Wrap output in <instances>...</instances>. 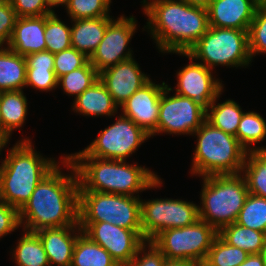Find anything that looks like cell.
I'll list each match as a JSON object with an SVG mask.
<instances>
[{"instance_id":"1","label":"cell","mask_w":266,"mask_h":266,"mask_svg":"<svg viewBox=\"0 0 266 266\" xmlns=\"http://www.w3.org/2000/svg\"><path fill=\"white\" fill-rule=\"evenodd\" d=\"M61 163L71 173L68 170V174H64L58 164L39 182L19 210L22 230L37 232L45 228L79 225L77 173L66 156L61 155Z\"/></svg>"},{"instance_id":"2","label":"cell","mask_w":266,"mask_h":266,"mask_svg":"<svg viewBox=\"0 0 266 266\" xmlns=\"http://www.w3.org/2000/svg\"><path fill=\"white\" fill-rule=\"evenodd\" d=\"M143 0L144 29L161 53L187 52L209 29L206 8L182 0Z\"/></svg>"},{"instance_id":"3","label":"cell","mask_w":266,"mask_h":266,"mask_svg":"<svg viewBox=\"0 0 266 266\" xmlns=\"http://www.w3.org/2000/svg\"><path fill=\"white\" fill-rule=\"evenodd\" d=\"M65 156L76 170L78 191L141 197L139 192L162 186V179L157 173L137 163L95 158L88 156L83 150Z\"/></svg>"},{"instance_id":"4","label":"cell","mask_w":266,"mask_h":266,"mask_svg":"<svg viewBox=\"0 0 266 266\" xmlns=\"http://www.w3.org/2000/svg\"><path fill=\"white\" fill-rule=\"evenodd\" d=\"M29 137L19 139L0 161V200L20 210L39 182L60 162L45 158Z\"/></svg>"},{"instance_id":"5","label":"cell","mask_w":266,"mask_h":266,"mask_svg":"<svg viewBox=\"0 0 266 266\" xmlns=\"http://www.w3.org/2000/svg\"><path fill=\"white\" fill-rule=\"evenodd\" d=\"M192 136H197V143L192 156L191 175L205 177L242 172L248 151L235 136L214 127L207 120Z\"/></svg>"},{"instance_id":"6","label":"cell","mask_w":266,"mask_h":266,"mask_svg":"<svg viewBox=\"0 0 266 266\" xmlns=\"http://www.w3.org/2000/svg\"><path fill=\"white\" fill-rule=\"evenodd\" d=\"M203 180L200 192L199 219L217 232L236 222L249 194L246 180L240 174L210 175Z\"/></svg>"},{"instance_id":"7","label":"cell","mask_w":266,"mask_h":266,"mask_svg":"<svg viewBox=\"0 0 266 266\" xmlns=\"http://www.w3.org/2000/svg\"><path fill=\"white\" fill-rule=\"evenodd\" d=\"M96 222H107L134 230L143 239L141 198L95 191H78V223Z\"/></svg>"},{"instance_id":"8","label":"cell","mask_w":266,"mask_h":266,"mask_svg":"<svg viewBox=\"0 0 266 266\" xmlns=\"http://www.w3.org/2000/svg\"><path fill=\"white\" fill-rule=\"evenodd\" d=\"M187 53L211 70L219 65L247 68L253 62L249 53L248 30L209 27Z\"/></svg>"},{"instance_id":"9","label":"cell","mask_w":266,"mask_h":266,"mask_svg":"<svg viewBox=\"0 0 266 266\" xmlns=\"http://www.w3.org/2000/svg\"><path fill=\"white\" fill-rule=\"evenodd\" d=\"M218 232L198 219L194 224L160 232L151 242L169 260L192 261L202 265Z\"/></svg>"},{"instance_id":"10","label":"cell","mask_w":266,"mask_h":266,"mask_svg":"<svg viewBox=\"0 0 266 266\" xmlns=\"http://www.w3.org/2000/svg\"><path fill=\"white\" fill-rule=\"evenodd\" d=\"M199 219L193 201L172 198L141 199V228L144 241H152L160 232L194 224Z\"/></svg>"},{"instance_id":"11","label":"cell","mask_w":266,"mask_h":266,"mask_svg":"<svg viewBox=\"0 0 266 266\" xmlns=\"http://www.w3.org/2000/svg\"><path fill=\"white\" fill-rule=\"evenodd\" d=\"M149 138L148 133L121 113L83 151L95 158L126 161Z\"/></svg>"},{"instance_id":"12","label":"cell","mask_w":266,"mask_h":266,"mask_svg":"<svg viewBox=\"0 0 266 266\" xmlns=\"http://www.w3.org/2000/svg\"><path fill=\"white\" fill-rule=\"evenodd\" d=\"M170 92L167 84L160 99L157 129L150 138L163 133L190 136L206 120V109L202 105L176 93L171 96Z\"/></svg>"},{"instance_id":"13","label":"cell","mask_w":266,"mask_h":266,"mask_svg":"<svg viewBox=\"0 0 266 266\" xmlns=\"http://www.w3.org/2000/svg\"><path fill=\"white\" fill-rule=\"evenodd\" d=\"M137 27V20L133 15L126 17L123 14L110 20L102 41L89 58L98 73L134 57L128 44L137 32Z\"/></svg>"},{"instance_id":"14","label":"cell","mask_w":266,"mask_h":266,"mask_svg":"<svg viewBox=\"0 0 266 266\" xmlns=\"http://www.w3.org/2000/svg\"><path fill=\"white\" fill-rule=\"evenodd\" d=\"M179 56H185L189 60V64L178 69L177 84L173 92L199 103L205 109L215 100V98L224 91L222 80L213 77V70L207 68L187 52H175Z\"/></svg>"},{"instance_id":"15","label":"cell","mask_w":266,"mask_h":266,"mask_svg":"<svg viewBox=\"0 0 266 266\" xmlns=\"http://www.w3.org/2000/svg\"><path fill=\"white\" fill-rule=\"evenodd\" d=\"M82 232L107 250L119 266H127L145 242L134 230L107 223H79Z\"/></svg>"},{"instance_id":"16","label":"cell","mask_w":266,"mask_h":266,"mask_svg":"<svg viewBox=\"0 0 266 266\" xmlns=\"http://www.w3.org/2000/svg\"><path fill=\"white\" fill-rule=\"evenodd\" d=\"M166 85L164 81L155 84L150 79L120 106L122 115L151 135L157 129L160 99Z\"/></svg>"},{"instance_id":"17","label":"cell","mask_w":266,"mask_h":266,"mask_svg":"<svg viewBox=\"0 0 266 266\" xmlns=\"http://www.w3.org/2000/svg\"><path fill=\"white\" fill-rule=\"evenodd\" d=\"M140 69V65L132 57L99 73L100 81L105 85L119 108L134 92L151 79Z\"/></svg>"},{"instance_id":"18","label":"cell","mask_w":266,"mask_h":266,"mask_svg":"<svg viewBox=\"0 0 266 266\" xmlns=\"http://www.w3.org/2000/svg\"><path fill=\"white\" fill-rule=\"evenodd\" d=\"M258 6V0H211L207 8L209 27L249 31Z\"/></svg>"},{"instance_id":"19","label":"cell","mask_w":266,"mask_h":266,"mask_svg":"<svg viewBox=\"0 0 266 266\" xmlns=\"http://www.w3.org/2000/svg\"><path fill=\"white\" fill-rule=\"evenodd\" d=\"M36 233L42 242L50 266H71L74 245L82 233L79 225L45 228Z\"/></svg>"},{"instance_id":"20","label":"cell","mask_w":266,"mask_h":266,"mask_svg":"<svg viewBox=\"0 0 266 266\" xmlns=\"http://www.w3.org/2000/svg\"><path fill=\"white\" fill-rule=\"evenodd\" d=\"M45 15L39 17H17L6 45L15 53L26 56L46 50Z\"/></svg>"},{"instance_id":"21","label":"cell","mask_w":266,"mask_h":266,"mask_svg":"<svg viewBox=\"0 0 266 266\" xmlns=\"http://www.w3.org/2000/svg\"><path fill=\"white\" fill-rule=\"evenodd\" d=\"M72 109L74 113L83 116L102 117L116 116L118 105L112 99L105 85L98 79L91 87L81 95L74 98Z\"/></svg>"},{"instance_id":"22","label":"cell","mask_w":266,"mask_h":266,"mask_svg":"<svg viewBox=\"0 0 266 266\" xmlns=\"http://www.w3.org/2000/svg\"><path fill=\"white\" fill-rule=\"evenodd\" d=\"M112 16L71 20V46L88 58L102 41Z\"/></svg>"},{"instance_id":"23","label":"cell","mask_w":266,"mask_h":266,"mask_svg":"<svg viewBox=\"0 0 266 266\" xmlns=\"http://www.w3.org/2000/svg\"><path fill=\"white\" fill-rule=\"evenodd\" d=\"M26 88L50 92L58 87L54 71V54L44 50L25 56Z\"/></svg>"},{"instance_id":"24","label":"cell","mask_w":266,"mask_h":266,"mask_svg":"<svg viewBox=\"0 0 266 266\" xmlns=\"http://www.w3.org/2000/svg\"><path fill=\"white\" fill-rule=\"evenodd\" d=\"M23 90L0 92L2 132L10 139L14 130L22 129L28 113Z\"/></svg>"},{"instance_id":"25","label":"cell","mask_w":266,"mask_h":266,"mask_svg":"<svg viewBox=\"0 0 266 266\" xmlns=\"http://www.w3.org/2000/svg\"><path fill=\"white\" fill-rule=\"evenodd\" d=\"M25 57L7 46L0 47V92L23 90L26 86Z\"/></svg>"},{"instance_id":"26","label":"cell","mask_w":266,"mask_h":266,"mask_svg":"<svg viewBox=\"0 0 266 266\" xmlns=\"http://www.w3.org/2000/svg\"><path fill=\"white\" fill-rule=\"evenodd\" d=\"M221 95L222 92L206 109V120L214 127L236 137L237 128L244 111L232 99H226L221 103H216Z\"/></svg>"},{"instance_id":"27","label":"cell","mask_w":266,"mask_h":266,"mask_svg":"<svg viewBox=\"0 0 266 266\" xmlns=\"http://www.w3.org/2000/svg\"><path fill=\"white\" fill-rule=\"evenodd\" d=\"M22 236L11 251L16 266H50L47 254L36 232L22 230Z\"/></svg>"},{"instance_id":"28","label":"cell","mask_w":266,"mask_h":266,"mask_svg":"<svg viewBox=\"0 0 266 266\" xmlns=\"http://www.w3.org/2000/svg\"><path fill=\"white\" fill-rule=\"evenodd\" d=\"M71 266H119L110 253L83 232L77 237Z\"/></svg>"},{"instance_id":"29","label":"cell","mask_w":266,"mask_h":266,"mask_svg":"<svg viewBox=\"0 0 266 266\" xmlns=\"http://www.w3.org/2000/svg\"><path fill=\"white\" fill-rule=\"evenodd\" d=\"M218 235L229 245L238 247L248 254H259L262 252L266 241V234L237 223L223 227Z\"/></svg>"},{"instance_id":"30","label":"cell","mask_w":266,"mask_h":266,"mask_svg":"<svg viewBox=\"0 0 266 266\" xmlns=\"http://www.w3.org/2000/svg\"><path fill=\"white\" fill-rule=\"evenodd\" d=\"M236 138L248 152L266 151V146H254L266 138L265 118L257 112L244 111L237 128Z\"/></svg>"},{"instance_id":"31","label":"cell","mask_w":266,"mask_h":266,"mask_svg":"<svg viewBox=\"0 0 266 266\" xmlns=\"http://www.w3.org/2000/svg\"><path fill=\"white\" fill-rule=\"evenodd\" d=\"M241 174L250 194L266 198V151H249Z\"/></svg>"},{"instance_id":"32","label":"cell","mask_w":266,"mask_h":266,"mask_svg":"<svg viewBox=\"0 0 266 266\" xmlns=\"http://www.w3.org/2000/svg\"><path fill=\"white\" fill-rule=\"evenodd\" d=\"M99 79V73L90 61L83 67L76 69L58 79V87L68 96L81 95Z\"/></svg>"},{"instance_id":"33","label":"cell","mask_w":266,"mask_h":266,"mask_svg":"<svg viewBox=\"0 0 266 266\" xmlns=\"http://www.w3.org/2000/svg\"><path fill=\"white\" fill-rule=\"evenodd\" d=\"M248 255L246 251L229 245L217 235L202 266H239Z\"/></svg>"},{"instance_id":"34","label":"cell","mask_w":266,"mask_h":266,"mask_svg":"<svg viewBox=\"0 0 266 266\" xmlns=\"http://www.w3.org/2000/svg\"><path fill=\"white\" fill-rule=\"evenodd\" d=\"M46 50L55 54L71 48V25L68 26L54 12L45 15Z\"/></svg>"},{"instance_id":"35","label":"cell","mask_w":266,"mask_h":266,"mask_svg":"<svg viewBox=\"0 0 266 266\" xmlns=\"http://www.w3.org/2000/svg\"><path fill=\"white\" fill-rule=\"evenodd\" d=\"M235 223L266 234V198L249 193Z\"/></svg>"},{"instance_id":"36","label":"cell","mask_w":266,"mask_h":266,"mask_svg":"<svg viewBox=\"0 0 266 266\" xmlns=\"http://www.w3.org/2000/svg\"><path fill=\"white\" fill-rule=\"evenodd\" d=\"M112 0H68L65 5L70 20L110 16Z\"/></svg>"},{"instance_id":"37","label":"cell","mask_w":266,"mask_h":266,"mask_svg":"<svg viewBox=\"0 0 266 266\" xmlns=\"http://www.w3.org/2000/svg\"><path fill=\"white\" fill-rule=\"evenodd\" d=\"M249 53L253 60L256 54H266V5L259 4L248 31Z\"/></svg>"},{"instance_id":"38","label":"cell","mask_w":266,"mask_h":266,"mask_svg":"<svg viewBox=\"0 0 266 266\" xmlns=\"http://www.w3.org/2000/svg\"><path fill=\"white\" fill-rule=\"evenodd\" d=\"M89 58L77 51L75 48H69L54 54V71L57 79L76 69L85 66Z\"/></svg>"},{"instance_id":"39","label":"cell","mask_w":266,"mask_h":266,"mask_svg":"<svg viewBox=\"0 0 266 266\" xmlns=\"http://www.w3.org/2000/svg\"><path fill=\"white\" fill-rule=\"evenodd\" d=\"M166 259L153 242L145 241L127 266H164Z\"/></svg>"},{"instance_id":"40","label":"cell","mask_w":266,"mask_h":266,"mask_svg":"<svg viewBox=\"0 0 266 266\" xmlns=\"http://www.w3.org/2000/svg\"><path fill=\"white\" fill-rule=\"evenodd\" d=\"M17 17H39L54 13L45 0H9Z\"/></svg>"},{"instance_id":"41","label":"cell","mask_w":266,"mask_h":266,"mask_svg":"<svg viewBox=\"0 0 266 266\" xmlns=\"http://www.w3.org/2000/svg\"><path fill=\"white\" fill-rule=\"evenodd\" d=\"M17 15L9 0H0V47L10 41Z\"/></svg>"},{"instance_id":"42","label":"cell","mask_w":266,"mask_h":266,"mask_svg":"<svg viewBox=\"0 0 266 266\" xmlns=\"http://www.w3.org/2000/svg\"><path fill=\"white\" fill-rule=\"evenodd\" d=\"M19 227V210L0 200V238L11 234Z\"/></svg>"},{"instance_id":"43","label":"cell","mask_w":266,"mask_h":266,"mask_svg":"<svg viewBox=\"0 0 266 266\" xmlns=\"http://www.w3.org/2000/svg\"><path fill=\"white\" fill-rule=\"evenodd\" d=\"M239 266H266V263L261 253L249 254L246 260Z\"/></svg>"},{"instance_id":"44","label":"cell","mask_w":266,"mask_h":266,"mask_svg":"<svg viewBox=\"0 0 266 266\" xmlns=\"http://www.w3.org/2000/svg\"><path fill=\"white\" fill-rule=\"evenodd\" d=\"M164 266H202V265L192 261L166 259Z\"/></svg>"},{"instance_id":"45","label":"cell","mask_w":266,"mask_h":266,"mask_svg":"<svg viewBox=\"0 0 266 266\" xmlns=\"http://www.w3.org/2000/svg\"><path fill=\"white\" fill-rule=\"evenodd\" d=\"M185 3L192 5V6H198L203 8H208L210 5L211 0H182Z\"/></svg>"},{"instance_id":"46","label":"cell","mask_w":266,"mask_h":266,"mask_svg":"<svg viewBox=\"0 0 266 266\" xmlns=\"http://www.w3.org/2000/svg\"><path fill=\"white\" fill-rule=\"evenodd\" d=\"M68 0H45L46 5L54 11V7H59L60 5L63 7L67 4Z\"/></svg>"},{"instance_id":"47","label":"cell","mask_w":266,"mask_h":266,"mask_svg":"<svg viewBox=\"0 0 266 266\" xmlns=\"http://www.w3.org/2000/svg\"><path fill=\"white\" fill-rule=\"evenodd\" d=\"M11 139H9L2 131H0V155L2 152V149L4 150V147H7V144L10 142Z\"/></svg>"},{"instance_id":"48","label":"cell","mask_w":266,"mask_h":266,"mask_svg":"<svg viewBox=\"0 0 266 266\" xmlns=\"http://www.w3.org/2000/svg\"><path fill=\"white\" fill-rule=\"evenodd\" d=\"M262 256H263V259L266 263V241H265V244H264V247L262 249V252H261Z\"/></svg>"},{"instance_id":"49","label":"cell","mask_w":266,"mask_h":266,"mask_svg":"<svg viewBox=\"0 0 266 266\" xmlns=\"http://www.w3.org/2000/svg\"><path fill=\"white\" fill-rule=\"evenodd\" d=\"M259 4H264L266 5V0H258Z\"/></svg>"},{"instance_id":"50","label":"cell","mask_w":266,"mask_h":266,"mask_svg":"<svg viewBox=\"0 0 266 266\" xmlns=\"http://www.w3.org/2000/svg\"><path fill=\"white\" fill-rule=\"evenodd\" d=\"M0 131H2V120H1V113H0Z\"/></svg>"}]
</instances>
